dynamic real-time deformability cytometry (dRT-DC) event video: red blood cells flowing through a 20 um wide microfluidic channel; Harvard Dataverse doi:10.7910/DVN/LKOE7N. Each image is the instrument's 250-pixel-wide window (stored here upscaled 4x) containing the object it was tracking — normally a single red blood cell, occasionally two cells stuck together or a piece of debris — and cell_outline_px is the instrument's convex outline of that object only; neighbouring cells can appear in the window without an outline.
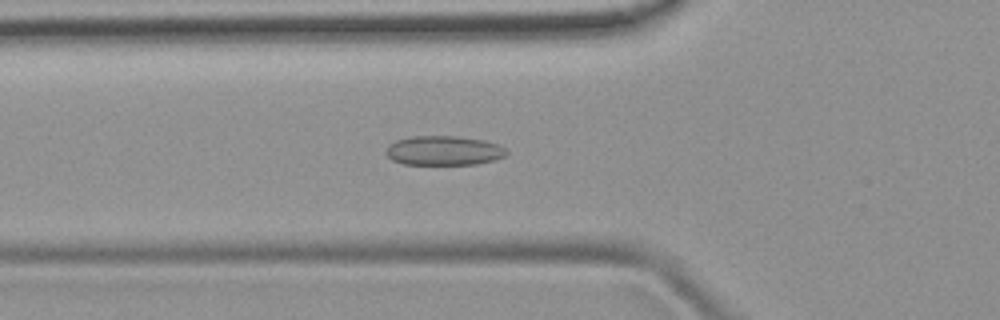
{"species": "common noctule bat (a hibernating species)", "species_latin": "Nyctalus noctula", "temperature_condition": "room temperature", "stored_images_in_passage": 44, "camera_frame_rate_fps": 3000, "um_per_image_px": 0.085, "animal": {"sex": "female", "body_mass_g": 19.9}, "frame": {"image": 1, "passage_image": 11, "time_ms": 3.333, "image_size_px": [1000, 320], "cell_outline_px": [[508, 152], [504, 156], [496, 160], [476, 164], [404, 164], [392, 160], [384, 152], [388, 144], [396, 140], [412, 136], [456, 136], [484, 140], [496, 144], [504, 148]], "centroid_in_image_um": [37.69, 12.8], "position_along_channel_um": 88.1, "area_um2": 20.69}}
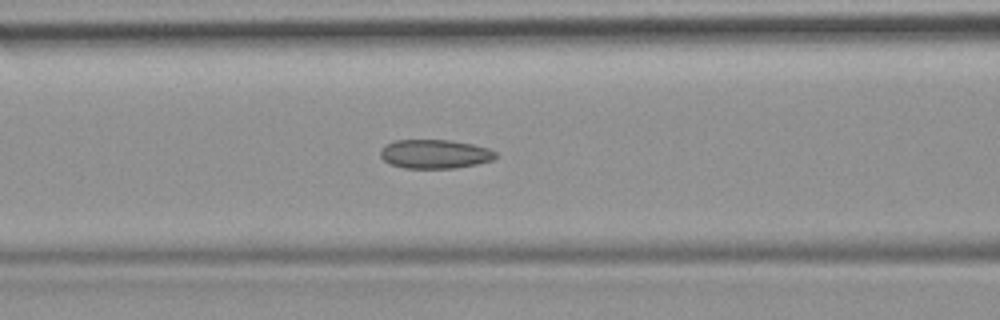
{"frame": {"image": 2, "passage_image": 14, "time_ms": 4.333, "image_size_px": [1000, 320], "cell_outline_px": [[496, 156], [492, 160], [476, 164], [452, 168], [404, 168], [392, 164], [384, 160], [380, 156], [380, 148], [384, 144], [396, 140], [448, 140], [472, 144], [488, 148], [496, 152]], "centroid_in_image_um": [36.92, 13.08], "position_along_channel_um": 129.7, "area_um2": 19.36}}
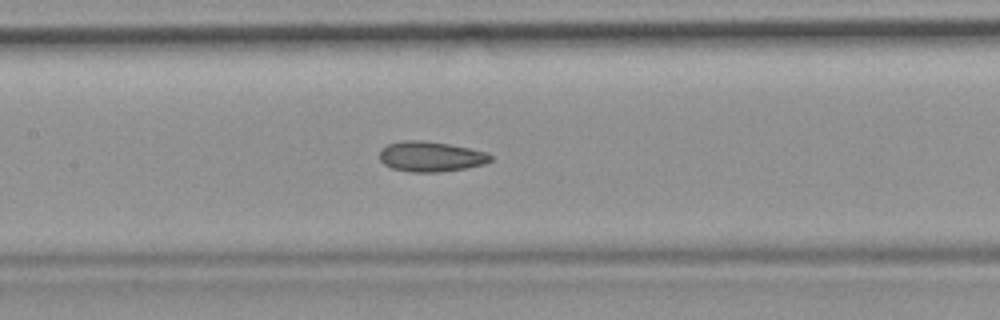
{"frame": {"image": 3, "passage_image": 17, "time_ms": 5.333, "image_size_px": [1000, 320], "cell_outline_px": [[492, 160], [484, 164], [468, 168], [440, 172], [408, 172], [392, 168], [384, 164], [380, 160], [380, 148], [388, 144], [404, 140], [420, 140], [448, 144], [488, 152], [492, 156]], "centroid_in_image_um": [36.61, 13.31], "position_along_channel_um": 170.8, "area_um2": 19.65}}